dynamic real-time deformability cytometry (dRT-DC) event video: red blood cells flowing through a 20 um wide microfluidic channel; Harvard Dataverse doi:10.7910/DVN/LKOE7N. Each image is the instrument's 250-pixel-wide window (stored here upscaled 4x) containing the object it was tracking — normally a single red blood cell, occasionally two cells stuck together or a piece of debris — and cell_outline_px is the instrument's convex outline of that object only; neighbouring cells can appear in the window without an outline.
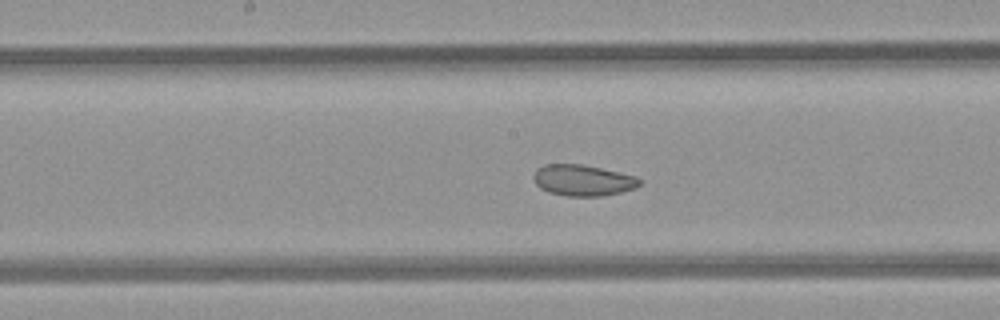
{"species": "common noctule bat (a hibernating species)", "species_latin": "Nyctalus noctula", "temperature_condition": "room temperature", "stored_images_in_passage": 9, "camera_frame_rate_fps": 3000, "um_per_image_px": 0.085, "animal": {"sex": "female", "body_mass_g": 21.9}, "frame": {"image": 1, "passage_image": 7, "time_ms": 2.0, "image_size_px": [1000, 320], "cell_outline_px": [[640, 184], [636, 188], [604, 196], [568, 196], [548, 192], [540, 188], [532, 180], [532, 176], [536, 168], [544, 164], [584, 164], [620, 172], [636, 176], [640, 180]], "centroid_in_image_um": [49.51, 15.32], "position_along_channel_um": 198.7, "area_um2": 19.48}}